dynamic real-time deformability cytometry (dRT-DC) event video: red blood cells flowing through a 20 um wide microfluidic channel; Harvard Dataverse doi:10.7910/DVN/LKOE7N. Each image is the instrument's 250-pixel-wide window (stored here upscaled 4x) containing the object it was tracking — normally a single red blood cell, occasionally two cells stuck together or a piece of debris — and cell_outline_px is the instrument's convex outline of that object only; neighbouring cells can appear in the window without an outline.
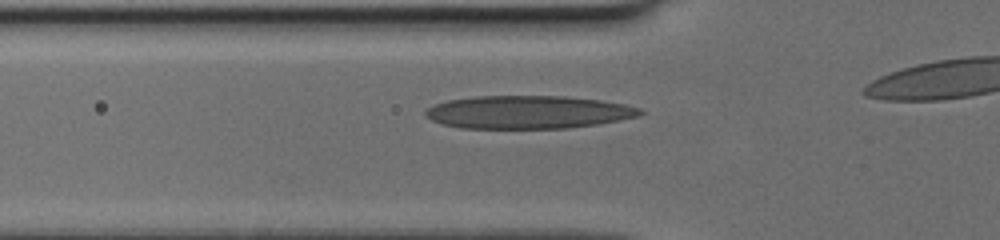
{"species": "human", "species_latin": "Homo sapiens", "temperature_condition": "cold", "stored_images_in_passage": 29, "camera_frame_rate_fps": 3000, "um_per_image_px": 0.085, "donor": {"sex": "female"}, "frame": {"image": 1, "passage_image": 5, "time_ms": 1.333, "image_size_px": [1000, 240], "cell_outline_px": [[644, 112], [640, 116], [600, 124], [568, 128], [460, 128], [440, 124], [424, 116], [424, 112], [428, 108], [436, 104], [448, 100], [476, 96], [564, 96], [600, 100], [624, 104], [640, 108]], "centroid_in_image_um": [44.9, 9.54], "position_along_channel_um": 80.9, "area_um2": 41.44}}
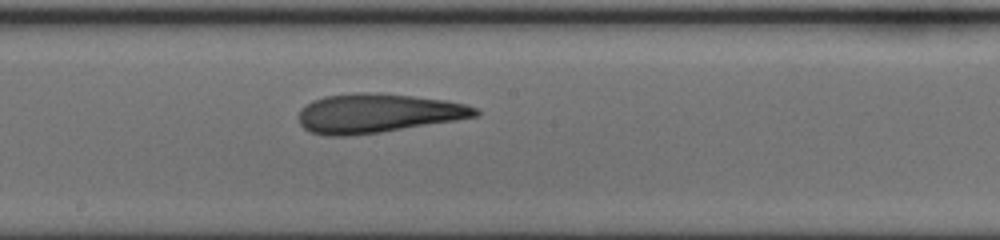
{"frame": {"image": 2, "passage_image": 15, "time_ms": 4.667, "image_size_px": [1000, 240], "cell_outline_px": [[480, 116], [456, 120], [380, 132], [348, 136], [328, 136], [308, 132], [300, 124], [300, 108], [304, 104], [312, 100], [324, 96], [356, 92], [376, 92], [412, 96], [444, 100], [468, 104], [480, 108]], "centroid_in_image_um": [32.1, 9.62], "position_along_channel_um": 216.1, "area_um2": 40.58}}
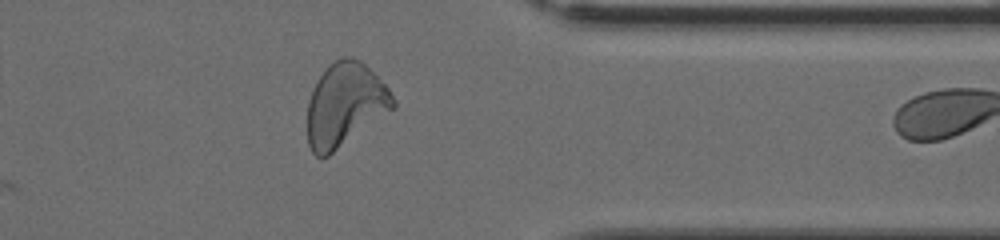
{"frame": {"image": 3, "passage_image": 28, "time_ms": 9.0, "image_size_px": [1000, 240], "cell_outline_px": [[396, 108], [328, 156], [316, 156], [312, 152], [308, 144], [308, 100], [320, 76], [328, 64], [344, 56], [352, 56], [360, 60], [388, 88], [396, 100]], "centroid_in_image_um": [29.34, 8.91], "position_along_channel_um": 382.1, "area_um2": 41.5}}